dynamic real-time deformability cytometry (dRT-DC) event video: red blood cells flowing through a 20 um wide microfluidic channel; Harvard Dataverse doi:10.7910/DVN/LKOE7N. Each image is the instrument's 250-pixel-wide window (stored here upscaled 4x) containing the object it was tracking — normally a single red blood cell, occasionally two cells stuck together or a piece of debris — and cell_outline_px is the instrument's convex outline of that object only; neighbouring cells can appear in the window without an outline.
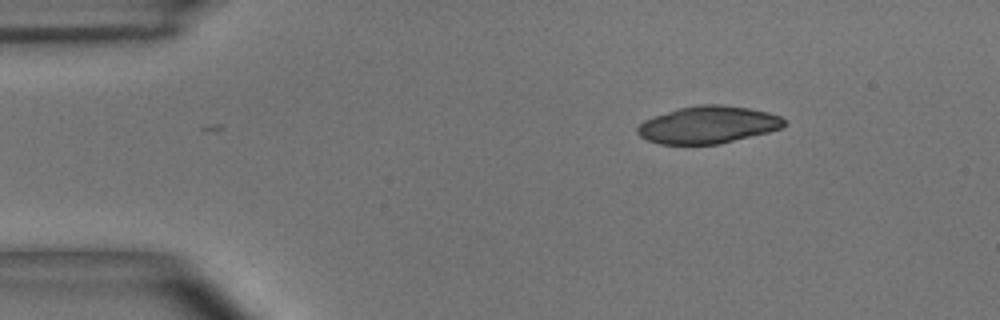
{"species": "common noctule bat (a hibernating species)", "species_latin": "Nyctalus noctula", "temperature_condition": "room temperature", "stored_images_in_passage": 47, "camera_frame_rate_fps": 3000, "um_per_image_px": 0.085, "animal": {"sex": "male", "body_mass_g": 15.6}, "frame": {"image": 1, "passage_image": 1, "time_ms": 0.0, "image_size_px": [1000, 320], "cell_outline_px": [[788, 124], [780, 128], [768, 132], [720, 144], [660, 144], [648, 140], [640, 136], [636, 132], [636, 128], [644, 120], [652, 116], [676, 108], [696, 104], [720, 104], [748, 108], [768, 112], [780, 116]], "centroid_in_image_um": [60.16, 10.6], "position_along_channel_um": 24.8, "area_um2": 32.08}}